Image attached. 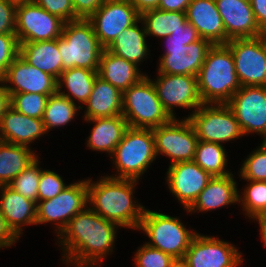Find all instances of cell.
I'll list each match as a JSON object with an SVG mask.
<instances>
[{
  "label": "cell",
  "mask_w": 266,
  "mask_h": 267,
  "mask_svg": "<svg viewBox=\"0 0 266 267\" xmlns=\"http://www.w3.org/2000/svg\"><path fill=\"white\" fill-rule=\"evenodd\" d=\"M119 225L95 213L90 207L77 213L58 235L63 257L81 264L98 266L112 253Z\"/></svg>",
  "instance_id": "1"
},
{
  "label": "cell",
  "mask_w": 266,
  "mask_h": 267,
  "mask_svg": "<svg viewBox=\"0 0 266 267\" xmlns=\"http://www.w3.org/2000/svg\"><path fill=\"white\" fill-rule=\"evenodd\" d=\"M100 179L97 182L87 179L90 208L120 227L138 229L145 211V207L133 200L138 181L109 176Z\"/></svg>",
  "instance_id": "2"
},
{
  "label": "cell",
  "mask_w": 266,
  "mask_h": 267,
  "mask_svg": "<svg viewBox=\"0 0 266 267\" xmlns=\"http://www.w3.org/2000/svg\"><path fill=\"white\" fill-rule=\"evenodd\" d=\"M203 104H227L241 88L227 44L212 45L197 75Z\"/></svg>",
  "instance_id": "3"
},
{
  "label": "cell",
  "mask_w": 266,
  "mask_h": 267,
  "mask_svg": "<svg viewBox=\"0 0 266 267\" xmlns=\"http://www.w3.org/2000/svg\"><path fill=\"white\" fill-rule=\"evenodd\" d=\"M58 50L63 71L73 67L98 71L104 48L92 24L87 19H78L64 24L62 35L58 37Z\"/></svg>",
  "instance_id": "4"
},
{
  "label": "cell",
  "mask_w": 266,
  "mask_h": 267,
  "mask_svg": "<svg viewBox=\"0 0 266 267\" xmlns=\"http://www.w3.org/2000/svg\"><path fill=\"white\" fill-rule=\"evenodd\" d=\"M156 156L152 129L128 127L110 156L118 175L109 177L137 181Z\"/></svg>",
  "instance_id": "5"
},
{
  "label": "cell",
  "mask_w": 266,
  "mask_h": 267,
  "mask_svg": "<svg viewBox=\"0 0 266 267\" xmlns=\"http://www.w3.org/2000/svg\"><path fill=\"white\" fill-rule=\"evenodd\" d=\"M122 115L128 127L153 129L173 118L163 108L152 79L146 75L123 92Z\"/></svg>",
  "instance_id": "6"
},
{
  "label": "cell",
  "mask_w": 266,
  "mask_h": 267,
  "mask_svg": "<svg viewBox=\"0 0 266 267\" xmlns=\"http://www.w3.org/2000/svg\"><path fill=\"white\" fill-rule=\"evenodd\" d=\"M139 230L150 238L147 245L175 258H183L197 232L186 229L179 218L145 209Z\"/></svg>",
  "instance_id": "7"
},
{
  "label": "cell",
  "mask_w": 266,
  "mask_h": 267,
  "mask_svg": "<svg viewBox=\"0 0 266 267\" xmlns=\"http://www.w3.org/2000/svg\"><path fill=\"white\" fill-rule=\"evenodd\" d=\"M191 122L199 140L221 144L244 136L238 121L227 104H202L192 111Z\"/></svg>",
  "instance_id": "8"
},
{
  "label": "cell",
  "mask_w": 266,
  "mask_h": 267,
  "mask_svg": "<svg viewBox=\"0 0 266 267\" xmlns=\"http://www.w3.org/2000/svg\"><path fill=\"white\" fill-rule=\"evenodd\" d=\"M87 204V179L71 183L54 198L37 202L36 225L56 222V233L59 235L68 222L83 211Z\"/></svg>",
  "instance_id": "9"
},
{
  "label": "cell",
  "mask_w": 266,
  "mask_h": 267,
  "mask_svg": "<svg viewBox=\"0 0 266 267\" xmlns=\"http://www.w3.org/2000/svg\"><path fill=\"white\" fill-rule=\"evenodd\" d=\"M234 57L241 86H266V41L263 35L236 38L226 43Z\"/></svg>",
  "instance_id": "10"
},
{
  "label": "cell",
  "mask_w": 266,
  "mask_h": 267,
  "mask_svg": "<svg viewBox=\"0 0 266 267\" xmlns=\"http://www.w3.org/2000/svg\"><path fill=\"white\" fill-rule=\"evenodd\" d=\"M152 132L156 155L171 158L170 165L194 160L199 139L188 118H173L169 123L153 128Z\"/></svg>",
  "instance_id": "11"
},
{
  "label": "cell",
  "mask_w": 266,
  "mask_h": 267,
  "mask_svg": "<svg viewBox=\"0 0 266 267\" xmlns=\"http://www.w3.org/2000/svg\"><path fill=\"white\" fill-rule=\"evenodd\" d=\"M167 50L162 54L158 73L197 76L212 43L205 39L179 40L166 36Z\"/></svg>",
  "instance_id": "12"
},
{
  "label": "cell",
  "mask_w": 266,
  "mask_h": 267,
  "mask_svg": "<svg viewBox=\"0 0 266 267\" xmlns=\"http://www.w3.org/2000/svg\"><path fill=\"white\" fill-rule=\"evenodd\" d=\"M64 24L34 1L16 6L15 34L19 44L55 40L62 35Z\"/></svg>",
  "instance_id": "13"
},
{
  "label": "cell",
  "mask_w": 266,
  "mask_h": 267,
  "mask_svg": "<svg viewBox=\"0 0 266 267\" xmlns=\"http://www.w3.org/2000/svg\"><path fill=\"white\" fill-rule=\"evenodd\" d=\"M140 14L129 0H106L87 20L101 46L106 49L116 36L132 26Z\"/></svg>",
  "instance_id": "14"
},
{
  "label": "cell",
  "mask_w": 266,
  "mask_h": 267,
  "mask_svg": "<svg viewBox=\"0 0 266 267\" xmlns=\"http://www.w3.org/2000/svg\"><path fill=\"white\" fill-rule=\"evenodd\" d=\"M227 105L244 135L266 134V86H241Z\"/></svg>",
  "instance_id": "15"
},
{
  "label": "cell",
  "mask_w": 266,
  "mask_h": 267,
  "mask_svg": "<svg viewBox=\"0 0 266 267\" xmlns=\"http://www.w3.org/2000/svg\"><path fill=\"white\" fill-rule=\"evenodd\" d=\"M241 256L233 244L197 233L183 259L189 267H237Z\"/></svg>",
  "instance_id": "16"
},
{
  "label": "cell",
  "mask_w": 266,
  "mask_h": 267,
  "mask_svg": "<svg viewBox=\"0 0 266 267\" xmlns=\"http://www.w3.org/2000/svg\"><path fill=\"white\" fill-rule=\"evenodd\" d=\"M157 80L152 81L163 108L175 118L174 107H182L196 111L202 104L198 91L197 76L182 74L158 73Z\"/></svg>",
  "instance_id": "17"
},
{
  "label": "cell",
  "mask_w": 266,
  "mask_h": 267,
  "mask_svg": "<svg viewBox=\"0 0 266 267\" xmlns=\"http://www.w3.org/2000/svg\"><path fill=\"white\" fill-rule=\"evenodd\" d=\"M2 83L9 96L17 93L50 96L57 92V80L50 74L27 63L20 55L7 68Z\"/></svg>",
  "instance_id": "18"
},
{
  "label": "cell",
  "mask_w": 266,
  "mask_h": 267,
  "mask_svg": "<svg viewBox=\"0 0 266 267\" xmlns=\"http://www.w3.org/2000/svg\"><path fill=\"white\" fill-rule=\"evenodd\" d=\"M166 178L170 192L187 211L212 176L194 161H186L169 165Z\"/></svg>",
  "instance_id": "19"
},
{
  "label": "cell",
  "mask_w": 266,
  "mask_h": 267,
  "mask_svg": "<svg viewBox=\"0 0 266 267\" xmlns=\"http://www.w3.org/2000/svg\"><path fill=\"white\" fill-rule=\"evenodd\" d=\"M226 31V43L236 38L263 35L254 17L250 1L215 0Z\"/></svg>",
  "instance_id": "20"
},
{
  "label": "cell",
  "mask_w": 266,
  "mask_h": 267,
  "mask_svg": "<svg viewBox=\"0 0 266 267\" xmlns=\"http://www.w3.org/2000/svg\"><path fill=\"white\" fill-rule=\"evenodd\" d=\"M46 132L42 119L21 114L10 105L0 117V137L6 143L29 147L30 143Z\"/></svg>",
  "instance_id": "21"
},
{
  "label": "cell",
  "mask_w": 266,
  "mask_h": 267,
  "mask_svg": "<svg viewBox=\"0 0 266 267\" xmlns=\"http://www.w3.org/2000/svg\"><path fill=\"white\" fill-rule=\"evenodd\" d=\"M186 17L202 39L213 45L226 44V31L215 0H192Z\"/></svg>",
  "instance_id": "22"
},
{
  "label": "cell",
  "mask_w": 266,
  "mask_h": 267,
  "mask_svg": "<svg viewBox=\"0 0 266 267\" xmlns=\"http://www.w3.org/2000/svg\"><path fill=\"white\" fill-rule=\"evenodd\" d=\"M0 211L12 231L20 237L22 227L36 224L37 203L8 185H1Z\"/></svg>",
  "instance_id": "23"
},
{
  "label": "cell",
  "mask_w": 266,
  "mask_h": 267,
  "mask_svg": "<svg viewBox=\"0 0 266 267\" xmlns=\"http://www.w3.org/2000/svg\"><path fill=\"white\" fill-rule=\"evenodd\" d=\"M237 202H239V191L233 174L212 177L187 212L211 211Z\"/></svg>",
  "instance_id": "24"
},
{
  "label": "cell",
  "mask_w": 266,
  "mask_h": 267,
  "mask_svg": "<svg viewBox=\"0 0 266 267\" xmlns=\"http://www.w3.org/2000/svg\"><path fill=\"white\" fill-rule=\"evenodd\" d=\"M140 72L136 64L118 57L106 49L102 51L98 76L122 93L146 76V74Z\"/></svg>",
  "instance_id": "25"
},
{
  "label": "cell",
  "mask_w": 266,
  "mask_h": 267,
  "mask_svg": "<svg viewBox=\"0 0 266 267\" xmlns=\"http://www.w3.org/2000/svg\"><path fill=\"white\" fill-rule=\"evenodd\" d=\"M122 100L123 93L97 75L92 93L85 103L84 119L122 115Z\"/></svg>",
  "instance_id": "26"
},
{
  "label": "cell",
  "mask_w": 266,
  "mask_h": 267,
  "mask_svg": "<svg viewBox=\"0 0 266 267\" xmlns=\"http://www.w3.org/2000/svg\"><path fill=\"white\" fill-rule=\"evenodd\" d=\"M85 121L95 124L87 140V146L95 151L107 152L109 155L114 153L128 128L123 115L85 119Z\"/></svg>",
  "instance_id": "27"
},
{
  "label": "cell",
  "mask_w": 266,
  "mask_h": 267,
  "mask_svg": "<svg viewBox=\"0 0 266 267\" xmlns=\"http://www.w3.org/2000/svg\"><path fill=\"white\" fill-rule=\"evenodd\" d=\"M27 63L50 74L56 80L63 71L62 59L58 50V38L51 41L20 43V54Z\"/></svg>",
  "instance_id": "28"
},
{
  "label": "cell",
  "mask_w": 266,
  "mask_h": 267,
  "mask_svg": "<svg viewBox=\"0 0 266 267\" xmlns=\"http://www.w3.org/2000/svg\"><path fill=\"white\" fill-rule=\"evenodd\" d=\"M140 22L143 24L141 29L137 25ZM146 36L145 25L139 18L132 26L119 33L106 50L139 66L149 55Z\"/></svg>",
  "instance_id": "29"
},
{
  "label": "cell",
  "mask_w": 266,
  "mask_h": 267,
  "mask_svg": "<svg viewBox=\"0 0 266 267\" xmlns=\"http://www.w3.org/2000/svg\"><path fill=\"white\" fill-rule=\"evenodd\" d=\"M38 155L30 147L0 142V186L8 185Z\"/></svg>",
  "instance_id": "30"
},
{
  "label": "cell",
  "mask_w": 266,
  "mask_h": 267,
  "mask_svg": "<svg viewBox=\"0 0 266 267\" xmlns=\"http://www.w3.org/2000/svg\"><path fill=\"white\" fill-rule=\"evenodd\" d=\"M97 72L76 67L64 70L57 80V92L74 103H76L75 100L77 99L78 102L85 104L92 93V88L98 75ZM64 87L68 89V93H65V91L62 92L61 89Z\"/></svg>",
  "instance_id": "31"
},
{
  "label": "cell",
  "mask_w": 266,
  "mask_h": 267,
  "mask_svg": "<svg viewBox=\"0 0 266 267\" xmlns=\"http://www.w3.org/2000/svg\"><path fill=\"white\" fill-rule=\"evenodd\" d=\"M146 29L147 36L165 38L173 31L187 24L186 12L164 11L161 9H151L140 15Z\"/></svg>",
  "instance_id": "32"
},
{
  "label": "cell",
  "mask_w": 266,
  "mask_h": 267,
  "mask_svg": "<svg viewBox=\"0 0 266 267\" xmlns=\"http://www.w3.org/2000/svg\"><path fill=\"white\" fill-rule=\"evenodd\" d=\"M225 150L221 144L199 140L193 161L212 177L232 174L225 169L228 161Z\"/></svg>",
  "instance_id": "33"
},
{
  "label": "cell",
  "mask_w": 266,
  "mask_h": 267,
  "mask_svg": "<svg viewBox=\"0 0 266 267\" xmlns=\"http://www.w3.org/2000/svg\"><path fill=\"white\" fill-rule=\"evenodd\" d=\"M78 109H83V107L60 93L56 92L50 95L42 117L47 132L53 128L68 124L74 119Z\"/></svg>",
  "instance_id": "34"
},
{
  "label": "cell",
  "mask_w": 266,
  "mask_h": 267,
  "mask_svg": "<svg viewBox=\"0 0 266 267\" xmlns=\"http://www.w3.org/2000/svg\"><path fill=\"white\" fill-rule=\"evenodd\" d=\"M250 181L243 191L242 196L239 195V202L244 207V213L248 217L257 220L266 212V181Z\"/></svg>",
  "instance_id": "35"
},
{
  "label": "cell",
  "mask_w": 266,
  "mask_h": 267,
  "mask_svg": "<svg viewBox=\"0 0 266 267\" xmlns=\"http://www.w3.org/2000/svg\"><path fill=\"white\" fill-rule=\"evenodd\" d=\"M39 159L38 157L28 165L8 186L25 198L38 202V186L40 181Z\"/></svg>",
  "instance_id": "36"
},
{
  "label": "cell",
  "mask_w": 266,
  "mask_h": 267,
  "mask_svg": "<svg viewBox=\"0 0 266 267\" xmlns=\"http://www.w3.org/2000/svg\"><path fill=\"white\" fill-rule=\"evenodd\" d=\"M49 96L44 94L17 93L10 95V106L31 118L42 119Z\"/></svg>",
  "instance_id": "37"
},
{
  "label": "cell",
  "mask_w": 266,
  "mask_h": 267,
  "mask_svg": "<svg viewBox=\"0 0 266 267\" xmlns=\"http://www.w3.org/2000/svg\"><path fill=\"white\" fill-rule=\"evenodd\" d=\"M247 157L239 176L243 180L266 181V149L260 145Z\"/></svg>",
  "instance_id": "38"
},
{
  "label": "cell",
  "mask_w": 266,
  "mask_h": 267,
  "mask_svg": "<svg viewBox=\"0 0 266 267\" xmlns=\"http://www.w3.org/2000/svg\"><path fill=\"white\" fill-rule=\"evenodd\" d=\"M136 267H169L174 258L146 243L134 255Z\"/></svg>",
  "instance_id": "39"
},
{
  "label": "cell",
  "mask_w": 266,
  "mask_h": 267,
  "mask_svg": "<svg viewBox=\"0 0 266 267\" xmlns=\"http://www.w3.org/2000/svg\"><path fill=\"white\" fill-rule=\"evenodd\" d=\"M20 54V44L15 33L0 34V82L7 68Z\"/></svg>",
  "instance_id": "40"
},
{
  "label": "cell",
  "mask_w": 266,
  "mask_h": 267,
  "mask_svg": "<svg viewBox=\"0 0 266 267\" xmlns=\"http://www.w3.org/2000/svg\"><path fill=\"white\" fill-rule=\"evenodd\" d=\"M67 185L61 176L51 170L40 172L38 201L49 200L57 196Z\"/></svg>",
  "instance_id": "41"
},
{
  "label": "cell",
  "mask_w": 266,
  "mask_h": 267,
  "mask_svg": "<svg viewBox=\"0 0 266 267\" xmlns=\"http://www.w3.org/2000/svg\"><path fill=\"white\" fill-rule=\"evenodd\" d=\"M40 7L52 15L62 19L65 23L79 18L75 15L72 0H33Z\"/></svg>",
  "instance_id": "42"
},
{
  "label": "cell",
  "mask_w": 266,
  "mask_h": 267,
  "mask_svg": "<svg viewBox=\"0 0 266 267\" xmlns=\"http://www.w3.org/2000/svg\"><path fill=\"white\" fill-rule=\"evenodd\" d=\"M16 5L0 0V34L15 33Z\"/></svg>",
  "instance_id": "43"
},
{
  "label": "cell",
  "mask_w": 266,
  "mask_h": 267,
  "mask_svg": "<svg viewBox=\"0 0 266 267\" xmlns=\"http://www.w3.org/2000/svg\"><path fill=\"white\" fill-rule=\"evenodd\" d=\"M106 0H72L75 15L79 19H88Z\"/></svg>",
  "instance_id": "44"
},
{
  "label": "cell",
  "mask_w": 266,
  "mask_h": 267,
  "mask_svg": "<svg viewBox=\"0 0 266 267\" xmlns=\"http://www.w3.org/2000/svg\"><path fill=\"white\" fill-rule=\"evenodd\" d=\"M16 240H19V237L8 226L0 211V248L11 247Z\"/></svg>",
  "instance_id": "45"
},
{
  "label": "cell",
  "mask_w": 266,
  "mask_h": 267,
  "mask_svg": "<svg viewBox=\"0 0 266 267\" xmlns=\"http://www.w3.org/2000/svg\"><path fill=\"white\" fill-rule=\"evenodd\" d=\"M171 39H179V40H199L201 37L199 36L197 29L191 24H181V27L176 31H173L171 34Z\"/></svg>",
  "instance_id": "46"
},
{
  "label": "cell",
  "mask_w": 266,
  "mask_h": 267,
  "mask_svg": "<svg viewBox=\"0 0 266 267\" xmlns=\"http://www.w3.org/2000/svg\"><path fill=\"white\" fill-rule=\"evenodd\" d=\"M255 20L262 32L266 31V0H251Z\"/></svg>",
  "instance_id": "47"
},
{
  "label": "cell",
  "mask_w": 266,
  "mask_h": 267,
  "mask_svg": "<svg viewBox=\"0 0 266 267\" xmlns=\"http://www.w3.org/2000/svg\"><path fill=\"white\" fill-rule=\"evenodd\" d=\"M192 0H160L158 8L164 11L186 12Z\"/></svg>",
  "instance_id": "48"
},
{
  "label": "cell",
  "mask_w": 266,
  "mask_h": 267,
  "mask_svg": "<svg viewBox=\"0 0 266 267\" xmlns=\"http://www.w3.org/2000/svg\"><path fill=\"white\" fill-rule=\"evenodd\" d=\"M141 15L143 12L151 9H157L160 0H129Z\"/></svg>",
  "instance_id": "49"
},
{
  "label": "cell",
  "mask_w": 266,
  "mask_h": 267,
  "mask_svg": "<svg viewBox=\"0 0 266 267\" xmlns=\"http://www.w3.org/2000/svg\"><path fill=\"white\" fill-rule=\"evenodd\" d=\"M10 105V96L4 87L3 83L0 82V117L4 114L6 108Z\"/></svg>",
  "instance_id": "50"
},
{
  "label": "cell",
  "mask_w": 266,
  "mask_h": 267,
  "mask_svg": "<svg viewBox=\"0 0 266 267\" xmlns=\"http://www.w3.org/2000/svg\"><path fill=\"white\" fill-rule=\"evenodd\" d=\"M169 267H189L183 258H175Z\"/></svg>",
  "instance_id": "51"
},
{
  "label": "cell",
  "mask_w": 266,
  "mask_h": 267,
  "mask_svg": "<svg viewBox=\"0 0 266 267\" xmlns=\"http://www.w3.org/2000/svg\"><path fill=\"white\" fill-rule=\"evenodd\" d=\"M63 261H65L67 264H71V266H76V267H91L89 265H86V264H81L80 262H75V261H72V260H69V259H66L64 258Z\"/></svg>",
  "instance_id": "52"
},
{
  "label": "cell",
  "mask_w": 266,
  "mask_h": 267,
  "mask_svg": "<svg viewBox=\"0 0 266 267\" xmlns=\"http://www.w3.org/2000/svg\"><path fill=\"white\" fill-rule=\"evenodd\" d=\"M259 226H260V233H261V238L263 241V246L266 247V229L258 222Z\"/></svg>",
  "instance_id": "53"
},
{
  "label": "cell",
  "mask_w": 266,
  "mask_h": 267,
  "mask_svg": "<svg viewBox=\"0 0 266 267\" xmlns=\"http://www.w3.org/2000/svg\"><path fill=\"white\" fill-rule=\"evenodd\" d=\"M7 1L17 6V5L32 2L33 0H7Z\"/></svg>",
  "instance_id": "54"
},
{
  "label": "cell",
  "mask_w": 266,
  "mask_h": 267,
  "mask_svg": "<svg viewBox=\"0 0 266 267\" xmlns=\"http://www.w3.org/2000/svg\"><path fill=\"white\" fill-rule=\"evenodd\" d=\"M256 221H258L266 229V212Z\"/></svg>",
  "instance_id": "55"
},
{
  "label": "cell",
  "mask_w": 266,
  "mask_h": 267,
  "mask_svg": "<svg viewBox=\"0 0 266 267\" xmlns=\"http://www.w3.org/2000/svg\"><path fill=\"white\" fill-rule=\"evenodd\" d=\"M262 138L264 139L261 143V145L266 149V134L264 136H262Z\"/></svg>",
  "instance_id": "56"
},
{
  "label": "cell",
  "mask_w": 266,
  "mask_h": 267,
  "mask_svg": "<svg viewBox=\"0 0 266 267\" xmlns=\"http://www.w3.org/2000/svg\"><path fill=\"white\" fill-rule=\"evenodd\" d=\"M263 37L265 38V41H266V31L263 32Z\"/></svg>",
  "instance_id": "57"
}]
</instances>
